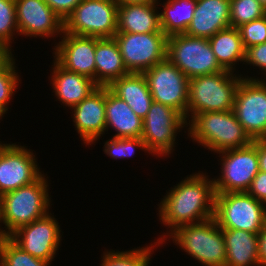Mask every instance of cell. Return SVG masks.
<instances>
[{"instance_id": "cell-1", "label": "cell", "mask_w": 266, "mask_h": 266, "mask_svg": "<svg viewBox=\"0 0 266 266\" xmlns=\"http://www.w3.org/2000/svg\"><path fill=\"white\" fill-rule=\"evenodd\" d=\"M214 181L206 174H192L174 186L160 202L159 217L174 231L185 224H196L214 217Z\"/></svg>"}, {"instance_id": "cell-2", "label": "cell", "mask_w": 266, "mask_h": 266, "mask_svg": "<svg viewBox=\"0 0 266 266\" xmlns=\"http://www.w3.org/2000/svg\"><path fill=\"white\" fill-rule=\"evenodd\" d=\"M188 132L197 143L215 153L250 145L253 139L238 122L234 111L203 112L191 116Z\"/></svg>"}, {"instance_id": "cell-3", "label": "cell", "mask_w": 266, "mask_h": 266, "mask_svg": "<svg viewBox=\"0 0 266 266\" xmlns=\"http://www.w3.org/2000/svg\"><path fill=\"white\" fill-rule=\"evenodd\" d=\"M46 180L42 174L33 183L1 195V222L6 231L0 228V236H10L19 227L49 213L51 201Z\"/></svg>"}, {"instance_id": "cell-4", "label": "cell", "mask_w": 266, "mask_h": 266, "mask_svg": "<svg viewBox=\"0 0 266 266\" xmlns=\"http://www.w3.org/2000/svg\"><path fill=\"white\" fill-rule=\"evenodd\" d=\"M233 75L225 70L189 79L187 118L203 112L232 111L236 92L244 78Z\"/></svg>"}, {"instance_id": "cell-5", "label": "cell", "mask_w": 266, "mask_h": 266, "mask_svg": "<svg viewBox=\"0 0 266 266\" xmlns=\"http://www.w3.org/2000/svg\"><path fill=\"white\" fill-rule=\"evenodd\" d=\"M173 241L205 266H226V247L222 229L214 218L185 224L169 232Z\"/></svg>"}, {"instance_id": "cell-6", "label": "cell", "mask_w": 266, "mask_h": 266, "mask_svg": "<svg viewBox=\"0 0 266 266\" xmlns=\"http://www.w3.org/2000/svg\"><path fill=\"white\" fill-rule=\"evenodd\" d=\"M213 218L221 229L259 233L266 225V205L247 192L216 193Z\"/></svg>"}, {"instance_id": "cell-7", "label": "cell", "mask_w": 266, "mask_h": 266, "mask_svg": "<svg viewBox=\"0 0 266 266\" xmlns=\"http://www.w3.org/2000/svg\"><path fill=\"white\" fill-rule=\"evenodd\" d=\"M166 58L189 79L225 71L218 63L208 39L185 33L168 36Z\"/></svg>"}, {"instance_id": "cell-8", "label": "cell", "mask_w": 266, "mask_h": 266, "mask_svg": "<svg viewBox=\"0 0 266 266\" xmlns=\"http://www.w3.org/2000/svg\"><path fill=\"white\" fill-rule=\"evenodd\" d=\"M118 3L82 0L63 21V32L78 36L113 38L117 32Z\"/></svg>"}, {"instance_id": "cell-9", "label": "cell", "mask_w": 266, "mask_h": 266, "mask_svg": "<svg viewBox=\"0 0 266 266\" xmlns=\"http://www.w3.org/2000/svg\"><path fill=\"white\" fill-rule=\"evenodd\" d=\"M114 38L130 73H143L166 59L168 36L164 32H116Z\"/></svg>"}, {"instance_id": "cell-10", "label": "cell", "mask_w": 266, "mask_h": 266, "mask_svg": "<svg viewBox=\"0 0 266 266\" xmlns=\"http://www.w3.org/2000/svg\"><path fill=\"white\" fill-rule=\"evenodd\" d=\"M142 74L153 101L177 110L187 122L189 78L167 58Z\"/></svg>"}, {"instance_id": "cell-11", "label": "cell", "mask_w": 266, "mask_h": 266, "mask_svg": "<svg viewBox=\"0 0 266 266\" xmlns=\"http://www.w3.org/2000/svg\"><path fill=\"white\" fill-rule=\"evenodd\" d=\"M221 176L214 181L215 193L247 192L259 172L256 139L250 145L221 152Z\"/></svg>"}, {"instance_id": "cell-12", "label": "cell", "mask_w": 266, "mask_h": 266, "mask_svg": "<svg viewBox=\"0 0 266 266\" xmlns=\"http://www.w3.org/2000/svg\"><path fill=\"white\" fill-rule=\"evenodd\" d=\"M185 125V118L177 110L153 101L147 116L143 119L141 136L148 153L158 156L169 155L174 150L177 131Z\"/></svg>"}, {"instance_id": "cell-13", "label": "cell", "mask_w": 266, "mask_h": 266, "mask_svg": "<svg viewBox=\"0 0 266 266\" xmlns=\"http://www.w3.org/2000/svg\"><path fill=\"white\" fill-rule=\"evenodd\" d=\"M238 122L249 136L266 138V82L263 79L243 78L236 92L233 108Z\"/></svg>"}, {"instance_id": "cell-14", "label": "cell", "mask_w": 266, "mask_h": 266, "mask_svg": "<svg viewBox=\"0 0 266 266\" xmlns=\"http://www.w3.org/2000/svg\"><path fill=\"white\" fill-rule=\"evenodd\" d=\"M35 155L24 146H0V195L36 181L42 173Z\"/></svg>"}, {"instance_id": "cell-15", "label": "cell", "mask_w": 266, "mask_h": 266, "mask_svg": "<svg viewBox=\"0 0 266 266\" xmlns=\"http://www.w3.org/2000/svg\"><path fill=\"white\" fill-rule=\"evenodd\" d=\"M60 232L57 220L48 213L19 227L9 237L30 255L51 262L60 244Z\"/></svg>"}, {"instance_id": "cell-16", "label": "cell", "mask_w": 266, "mask_h": 266, "mask_svg": "<svg viewBox=\"0 0 266 266\" xmlns=\"http://www.w3.org/2000/svg\"><path fill=\"white\" fill-rule=\"evenodd\" d=\"M19 34L51 37L63 33V20L44 0H15Z\"/></svg>"}, {"instance_id": "cell-17", "label": "cell", "mask_w": 266, "mask_h": 266, "mask_svg": "<svg viewBox=\"0 0 266 266\" xmlns=\"http://www.w3.org/2000/svg\"><path fill=\"white\" fill-rule=\"evenodd\" d=\"M63 39L55 46V60L64 69L87 76L95 81L96 38L63 32Z\"/></svg>"}, {"instance_id": "cell-18", "label": "cell", "mask_w": 266, "mask_h": 266, "mask_svg": "<svg viewBox=\"0 0 266 266\" xmlns=\"http://www.w3.org/2000/svg\"><path fill=\"white\" fill-rule=\"evenodd\" d=\"M71 109L74 126L85 144L91 145L106 131L105 86H99Z\"/></svg>"}, {"instance_id": "cell-19", "label": "cell", "mask_w": 266, "mask_h": 266, "mask_svg": "<svg viewBox=\"0 0 266 266\" xmlns=\"http://www.w3.org/2000/svg\"><path fill=\"white\" fill-rule=\"evenodd\" d=\"M185 34L209 39L230 27V0H196V7Z\"/></svg>"}, {"instance_id": "cell-20", "label": "cell", "mask_w": 266, "mask_h": 266, "mask_svg": "<svg viewBox=\"0 0 266 266\" xmlns=\"http://www.w3.org/2000/svg\"><path fill=\"white\" fill-rule=\"evenodd\" d=\"M52 81L55 95L59 101L73 108L94 92L99 85L91 78L71 72L56 61L53 65Z\"/></svg>"}, {"instance_id": "cell-21", "label": "cell", "mask_w": 266, "mask_h": 266, "mask_svg": "<svg viewBox=\"0 0 266 266\" xmlns=\"http://www.w3.org/2000/svg\"><path fill=\"white\" fill-rule=\"evenodd\" d=\"M106 131L113 127L117 132L113 137L135 138L142 136L143 119L137 116L130 106L113 94L105 86Z\"/></svg>"}, {"instance_id": "cell-22", "label": "cell", "mask_w": 266, "mask_h": 266, "mask_svg": "<svg viewBox=\"0 0 266 266\" xmlns=\"http://www.w3.org/2000/svg\"><path fill=\"white\" fill-rule=\"evenodd\" d=\"M107 88L124 100L137 116L142 119L147 116L153 99L142 73H129L113 80Z\"/></svg>"}, {"instance_id": "cell-23", "label": "cell", "mask_w": 266, "mask_h": 266, "mask_svg": "<svg viewBox=\"0 0 266 266\" xmlns=\"http://www.w3.org/2000/svg\"><path fill=\"white\" fill-rule=\"evenodd\" d=\"M95 82L108 86L113 80L128 75L118 43L115 38H96Z\"/></svg>"}, {"instance_id": "cell-24", "label": "cell", "mask_w": 266, "mask_h": 266, "mask_svg": "<svg viewBox=\"0 0 266 266\" xmlns=\"http://www.w3.org/2000/svg\"><path fill=\"white\" fill-rule=\"evenodd\" d=\"M158 4H118L117 32H163L160 25ZM156 11V12H155Z\"/></svg>"}, {"instance_id": "cell-25", "label": "cell", "mask_w": 266, "mask_h": 266, "mask_svg": "<svg viewBox=\"0 0 266 266\" xmlns=\"http://www.w3.org/2000/svg\"><path fill=\"white\" fill-rule=\"evenodd\" d=\"M226 247V266H260L258 233L222 229Z\"/></svg>"}, {"instance_id": "cell-26", "label": "cell", "mask_w": 266, "mask_h": 266, "mask_svg": "<svg viewBox=\"0 0 266 266\" xmlns=\"http://www.w3.org/2000/svg\"><path fill=\"white\" fill-rule=\"evenodd\" d=\"M220 66L233 72L235 62H244L245 48L238 28L227 27L208 39Z\"/></svg>"}, {"instance_id": "cell-27", "label": "cell", "mask_w": 266, "mask_h": 266, "mask_svg": "<svg viewBox=\"0 0 266 266\" xmlns=\"http://www.w3.org/2000/svg\"><path fill=\"white\" fill-rule=\"evenodd\" d=\"M163 4L164 9L160 13L162 31L167 36L185 33L194 17L196 0H168Z\"/></svg>"}, {"instance_id": "cell-28", "label": "cell", "mask_w": 266, "mask_h": 266, "mask_svg": "<svg viewBox=\"0 0 266 266\" xmlns=\"http://www.w3.org/2000/svg\"><path fill=\"white\" fill-rule=\"evenodd\" d=\"M50 261L36 258L20 246L9 236H0V266H48Z\"/></svg>"}, {"instance_id": "cell-29", "label": "cell", "mask_w": 266, "mask_h": 266, "mask_svg": "<svg viewBox=\"0 0 266 266\" xmlns=\"http://www.w3.org/2000/svg\"><path fill=\"white\" fill-rule=\"evenodd\" d=\"M153 248L151 244V247H139L123 252L107 251L103 254L101 266H148Z\"/></svg>"}, {"instance_id": "cell-30", "label": "cell", "mask_w": 266, "mask_h": 266, "mask_svg": "<svg viewBox=\"0 0 266 266\" xmlns=\"http://www.w3.org/2000/svg\"><path fill=\"white\" fill-rule=\"evenodd\" d=\"M266 15V8L258 0H230V26L238 28Z\"/></svg>"}, {"instance_id": "cell-31", "label": "cell", "mask_w": 266, "mask_h": 266, "mask_svg": "<svg viewBox=\"0 0 266 266\" xmlns=\"http://www.w3.org/2000/svg\"><path fill=\"white\" fill-rule=\"evenodd\" d=\"M15 61L12 53L0 64V117L8 110V101L14 94L18 82V74L15 70ZM0 118V119H1Z\"/></svg>"}, {"instance_id": "cell-32", "label": "cell", "mask_w": 266, "mask_h": 266, "mask_svg": "<svg viewBox=\"0 0 266 266\" xmlns=\"http://www.w3.org/2000/svg\"><path fill=\"white\" fill-rule=\"evenodd\" d=\"M18 33L15 0H0V44L11 53L13 32ZM10 46V47H9Z\"/></svg>"}, {"instance_id": "cell-33", "label": "cell", "mask_w": 266, "mask_h": 266, "mask_svg": "<svg viewBox=\"0 0 266 266\" xmlns=\"http://www.w3.org/2000/svg\"><path fill=\"white\" fill-rule=\"evenodd\" d=\"M104 152L114 158H126L133 156L135 149H142L146 152L147 147L145 145V142L141 137H135V138H117L113 137L110 140H107L104 145Z\"/></svg>"}, {"instance_id": "cell-34", "label": "cell", "mask_w": 266, "mask_h": 266, "mask_svg": "<svg viewBox=\"0 0 266 266\" xmlns=\"http://www.w3.org/2000/svg\"><path fill=\"white\" fill-rule=\"evenodd\" d=\"M245 50L266 42V15L238 27Z\"/></svg>"}, {"instance_id": "cell-35", "label": "cell", "mask_w": 266, "mask_h": 266, "mask_svg": "<svg viewBox=\"0 0 266 266\" xmlns=\"http://www.w3.org/2000/svg\"><path fill=\"white\" fill-rule=\"evenodd\" d=\"M244 62L266 72V42L247 48Z\"/></svg>"}, {"instance_id": "cell-36", "label": "cell", "mask_w": 266, "mask_h": 266, "mask_svg": "<svg viewBox=\"0 0 266 266\" xmlns=\"http://www.w3.org/2000/svg\"><path fill=\"white\" fill-rule=\"evenodd\" d=\"M247 193L260 202L266 204V173L259 171L252 180Z\"/></svg>"}, {"instance_id": "cell-37", "label": "cell", "mask_w": 266, "mask_h": 266, "mask_svg": "<svg viewBox=\"0 0 266 266\" xmlns=\"http://www.w3.org/2000/svg\"><path fill=\"white\" fill-rule=\"evenodd\" d=\"M48 6L64 21L82 0H44Z\"/></svg>"}, {"instance_id": "cell-38", "label": "cell", "mask_w": 266, "mask_h": 266, "mask_svg": "<svg viewBox=\"0 0 266 266\" xmlns=\"http://www.w3.org/2000/svg\"><path fill=\"white\" fill-rule=\"evenodd\" d=\"M258 251L260 266H266V225L258 233Z\"/></svg>"}, {"instance_id": "cell-39", "label": "cell", "mask_w": 266, "mask_h": 266, "mask_svg": "<svg viewBox=\"0 0 266 266\" xmlns=\"http://www.w3.org/2000/svg\"><path fill=\"white\" fill-rule=\"evenodd\" d=\"M256 148L259 160V171L266 173V138L256 139Z\"/></svg>"}, {"instance_id": "cell-40", "label": "cell", "mask_w": 266, "mask_h": 266, "mask_svg": "<svg viewBox=\"0 0 266 266\" xmlns=\"http://www.w3.org/2000/svg\"><path fill=\"white\" fill-rule=\"evenodd\" d=\"M118 4H156L157 0H116Z\"/></svg>"}, {"instance_id": "cell-41", "label": "cell", "mask_w": 266, "mask_h": 266, "mask_svg": "<svg viewBox=\"0 0 266 266\" xmlns=\"http://www.w3.org/2000/svg\"><path fill=\"white\" fill-rule=\"evenodd\" d=\"M11 53L0 44V64L10 55Z\"/></svg>"}, {"instance_id": "cell-42", "label": "cell", "mask_w": 266, "mask_h": 266, "mask_svg": "<svg viewBox=\"0 0 266 266\" xmlns=\"http://www.w3.org/2000/svg\"><path fill=\"white\" fill-rule=\"evenodd\" d=\"M266 8V0H258Z\"/></svg>"}, {"instance_id": "cell-43", "label": "cell", "mask_w": 266, "mask_h": 266, "mask_svg": "<svg viewBox=\"0 0 266 266\" xmlns=\"http://www.w3.org/2000/svg\"><path fill=\"white\" fill-rule=\"evenodd\" d=\"M0 223H1V195H0Z\"/></svg>"}]
</instances>
